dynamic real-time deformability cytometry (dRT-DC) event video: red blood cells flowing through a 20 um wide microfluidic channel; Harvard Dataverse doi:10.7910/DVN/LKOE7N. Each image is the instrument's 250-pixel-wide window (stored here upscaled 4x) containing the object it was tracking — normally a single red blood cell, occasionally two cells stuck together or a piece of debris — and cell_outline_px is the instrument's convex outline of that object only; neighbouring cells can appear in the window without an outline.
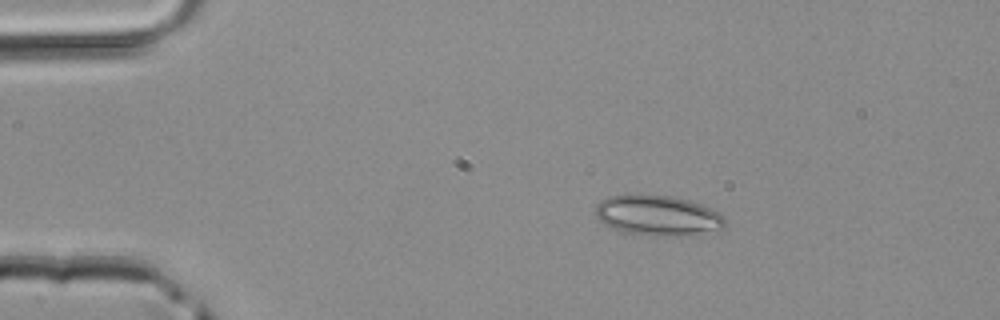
{"species": "common noctule bat (a hibernating species)", "species_latin": "Nyctalus noctula", "temperature_condition": "room temperature", "stored_images_in_passage": 3, "camera_frame_rate_fps": 3000, "um_per_image_px": 0.085, "animal": {"sex": "male", "body_mass_g": 20.4}, "frame": {"image": 1, "passage_image": 2, "time_ms": 0.333, "image_size_px": [1000, 320], "cell_outline_px": [[724, 228], [676, 236], [632, 236], [604, 224], [596, 216], [596, 204], [600, 200], [608, 196], [672, 196], [688, 200], [712, 208], [724, 216]], "centroid_in_image_um": [55.87, 18.34], "position_along_channel_um": 29.1, "area_um2": 30.17}}